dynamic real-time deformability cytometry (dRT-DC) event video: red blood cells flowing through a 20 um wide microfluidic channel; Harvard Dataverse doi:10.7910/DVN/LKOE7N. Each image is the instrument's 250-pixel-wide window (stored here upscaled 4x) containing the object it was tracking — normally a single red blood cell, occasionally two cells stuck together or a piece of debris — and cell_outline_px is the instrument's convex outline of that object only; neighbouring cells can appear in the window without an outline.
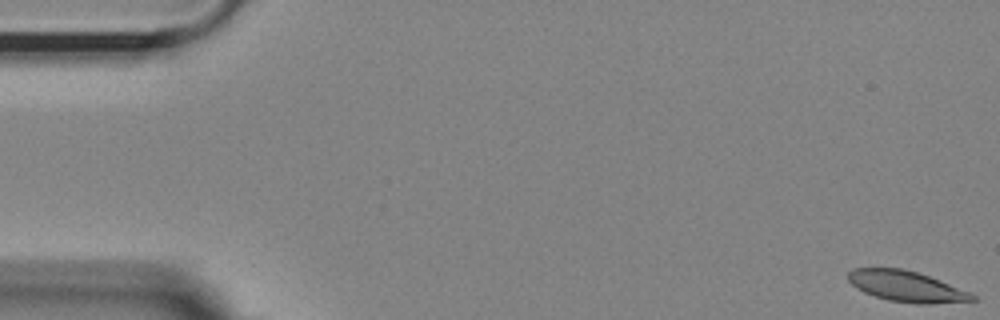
{"species": "Egyptian fruit bat (a non-hibernating species)", "species_latin": "Rousettus aegyptiacus", "temperature_condition": "room temperature", "stored_images_in_passage": 9, "camera_frame_rate_fps": 3000, "um_per_image_px": 0.085, "animal": {"sex": "female"}, "frame": {"image": 1, "passage_image": 1, "time_ms": 0.0, "image_size_px": [1000, 320], "cell_outline_px": [[976, 300], [928, 304], [916, 304], [888, 300], [864, 292], [856, 288], [848, 280], [848, 272], [852, 268], [904, 268], [940, 280], [968, 292], [976, 296]], "centroid_in_image_um": [77.01, 24.34], "position_along_channel_um": 8.0, "area_um2": 22.08}}